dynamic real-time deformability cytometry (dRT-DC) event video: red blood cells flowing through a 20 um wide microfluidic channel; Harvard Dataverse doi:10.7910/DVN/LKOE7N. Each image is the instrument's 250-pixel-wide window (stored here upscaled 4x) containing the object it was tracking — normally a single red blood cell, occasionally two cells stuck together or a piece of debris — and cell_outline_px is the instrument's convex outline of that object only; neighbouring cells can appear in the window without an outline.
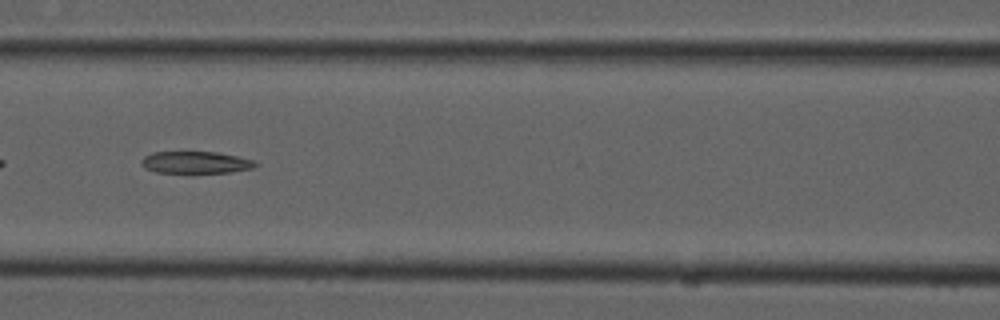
{"species": "common noctule bat (a hibernating species)", "species_latin": "Nyctalus noctula", "temperature_condition": "cold", "stored_images_in_passage": 10, "camera_frame_rate_fps": 3000, "um_per_image_px": 0.085, "animal": {"sex": "male", "forearm_length_mm": 52.5}, "frame": {"image": 1, "passage_image": 8, "time_ms": 2.333, "image_size_px": [1000, 320], "cell_outline_px": [[260, 164], [252, 168], [232, 172], [156, 172], [144, 168], [140, 164], [140, 160], [144, 156], [152, 152], [216, 152], [256, 160]], "centroid_in_image_um": [16.63, 13.8], "position_along_channel_um": 150.0, "area_um2": 14.62}}